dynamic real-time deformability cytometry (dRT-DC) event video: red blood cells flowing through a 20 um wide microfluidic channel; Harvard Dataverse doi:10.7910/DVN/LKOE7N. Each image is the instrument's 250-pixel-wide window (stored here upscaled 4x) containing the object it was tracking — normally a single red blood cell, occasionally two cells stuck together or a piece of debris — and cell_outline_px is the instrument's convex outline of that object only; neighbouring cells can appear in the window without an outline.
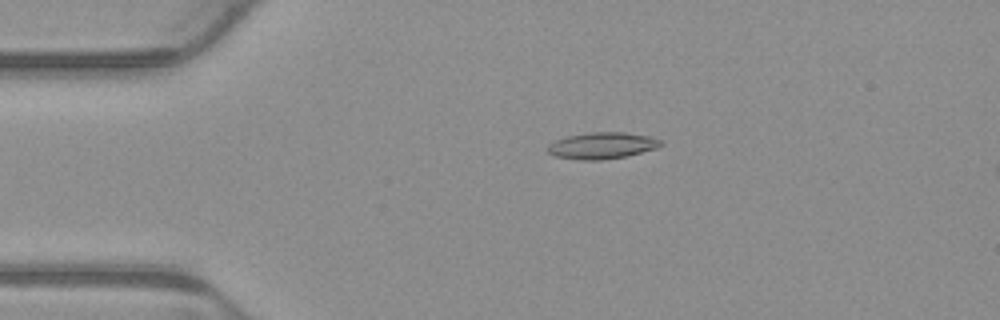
{"species": "common noctule bat (a hibernating species)", "species_latin": "Nyctalus noctula", "temperature_condition": "warm", "stored_images_in_passage": 5, "camera_frame_rate_fps": 3000, "um_per_image_px": 0.085, "animal": {"sex": "male", "body_mass_g": 23.1, "forearm_length_mm": 52.7}, "frame": {"image": 1, "passage_image": 3, "time_ms": 0.667, "image_size_px": [1000, 320], "cell_outline_px": [[664, 144], [656, 148], [628, 156], [600, 160], [580, 160], [556, 156], [548, 152], [548, 144], [556, 140], [568, 136], [592, 132], [624, 132], [648, 136], [660, 140]], "centroid_in_image_um": [51.19, 12.38], "position_along_channel_um": 33.8, "area_um2": 17.34}}